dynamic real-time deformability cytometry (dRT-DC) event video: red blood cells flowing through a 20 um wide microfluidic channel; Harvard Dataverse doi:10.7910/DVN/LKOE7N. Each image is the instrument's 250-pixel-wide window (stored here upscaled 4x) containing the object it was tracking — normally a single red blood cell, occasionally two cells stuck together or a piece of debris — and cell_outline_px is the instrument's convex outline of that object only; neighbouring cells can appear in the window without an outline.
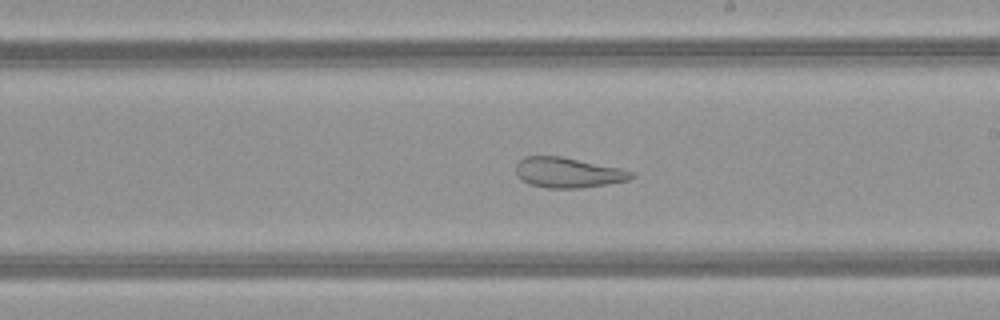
{"species": "common noctule bat (a hibernating species)", "species_latin": "Nyctalus noctula", "temperature_condition": "warm", "stored_images_in_passage": 47, "segment_of_instrument_passage": [1, 2], "camera_frame_rate_fps": 3000, "um_per_image_px": 0.085, "animal": {"sex": "female", "body_mass_g": 21.9}, "frame": {"image": 1, "passage_image": 29, "time_ms": 9.333, "image_size_px": [1000, 320], "cell_outline_px": [[636, 176], [628, 180], [580, 188], [548, 188], [532, 184], [520, 180], [516, 172], [516, 164], [524, 156], [560, 156], [620, 168], [632, 172]], "centroid_in_image_um": [48.25, 14.66], "position_along_channel_um": 240.7, "area_um2": 20.11}}
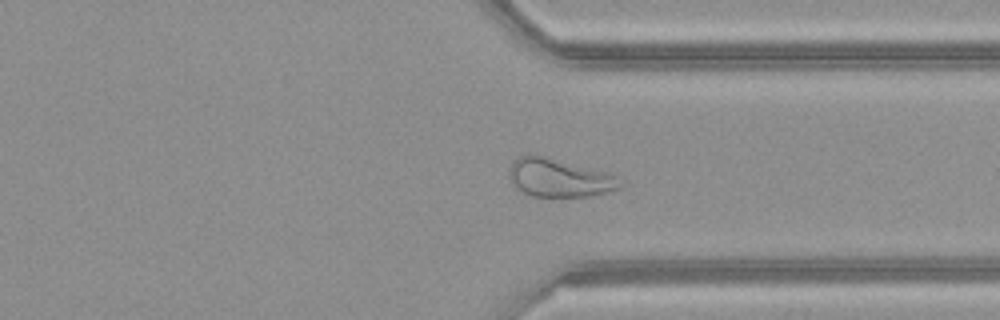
{"frame": {"image": 2, "passage_image": 38, "time_ms": 12.333, "image_size_px": [1000, 320], "cell_outline_px": [[624, 184], [620, 188], [588, 196], [532, 196], [516, 188], [512, 184], [508, 176], [508, 172], [512, 164], [520, 156], [528, 152], [532, 152], [608, 172], [616, 176]], "centroid_in_image_um": [47.51, 15.08], "position_along_channel_um": 363.9, "area_um2": 25.03}}
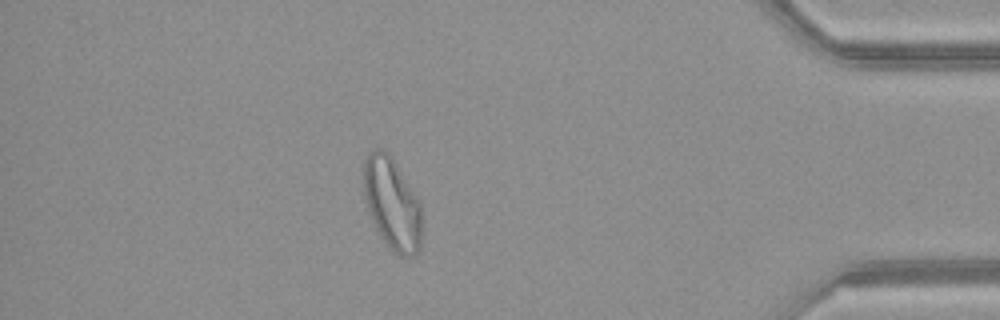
{"frame": {"image": 3, "passage_image": 44, "time_ms": 14.333, "image_size_px": [1000, 320], "cell_outline_px": [[420, 248], [412, 256], [400, 256], [384, 240], [376, 228], [368, 212], [364, 200], [364, 160], [368, 152], [372, 148], [384, 148], [392, 156], [416, 196], [420, 204]], "centroid_in_image_um": [33.29, 17.24], "position_along_channel_um": 401.9, "area_um2": 30.87}}